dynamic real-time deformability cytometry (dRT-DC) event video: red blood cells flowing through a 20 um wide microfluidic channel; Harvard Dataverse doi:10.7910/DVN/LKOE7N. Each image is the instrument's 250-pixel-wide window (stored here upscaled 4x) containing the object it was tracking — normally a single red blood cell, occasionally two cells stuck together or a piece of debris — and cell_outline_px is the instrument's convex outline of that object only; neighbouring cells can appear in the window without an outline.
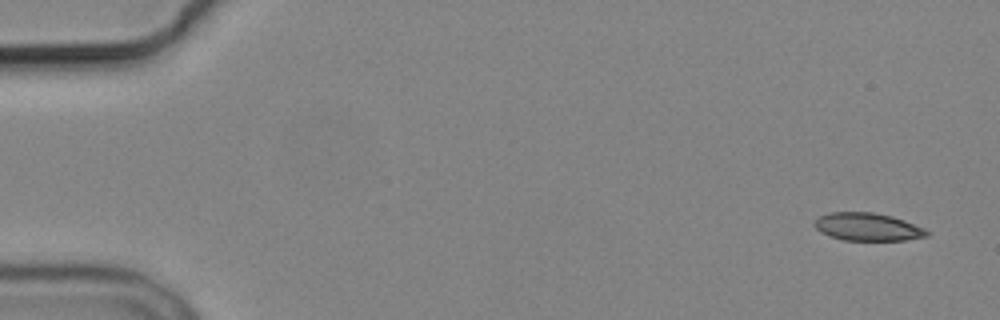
{"species": "common noctule bat (a hibernating species)", "species_latin": "Nyctalus noctula", "temperature_condition": "cold", "stored_images_in_passage": 3, "camera_frame_rate_fps": 3000, "um_per_image_px": 0.085, "animal": {"sex": "male", "body_mass_g": 19.2, "forearm_length_mm": 51.8}, "frame": {"image": 1, "passage_image": 1, "time_ms": 0.0, "image_size_px": [1000, 320], "cell_outline_px": [[932, 232], [928, 236], [904, 240], [844, 240], [820, 232], [812, 224], [820, 216], [828, 212], [872, 212], [892, 216], [904, 220], [924, 228]], "centroid_in_image_um": [73.76, 19.28], "position_along_channel_um": 11.2, "area_um2": 18.21}}